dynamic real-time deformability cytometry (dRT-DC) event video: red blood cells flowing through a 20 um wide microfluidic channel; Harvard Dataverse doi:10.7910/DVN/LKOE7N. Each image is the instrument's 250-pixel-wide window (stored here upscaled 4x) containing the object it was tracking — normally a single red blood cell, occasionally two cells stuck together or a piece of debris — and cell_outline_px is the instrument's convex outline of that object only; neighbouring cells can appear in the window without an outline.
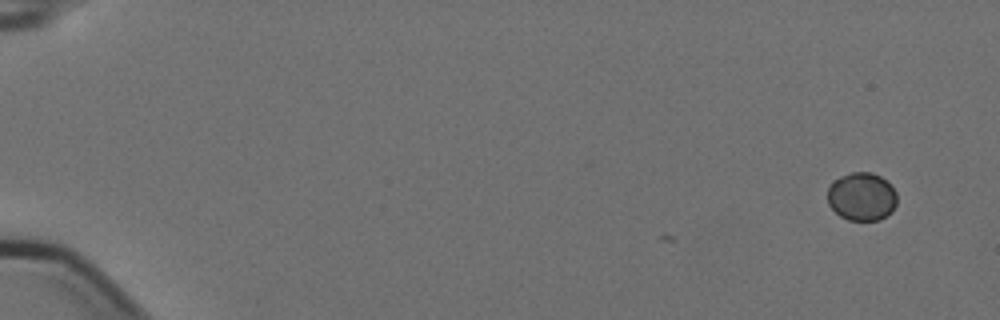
{"species": "Egyptian fruit bat (a non-hibernating species)", "species_latin": "Rousettus aegyptiacus", "temperature_condition": "cold", "stored_images_in_passage": 3, "camera_frame_rate_fps": 3000, "um_per_image_px": 0.085, "animal": {"sex": "female"}, "frame": {"image": 1, "passage_image": 3, "time_ms": 0.667, "image_size_px": [1000, 320], "cell_outline_px": [[896, 204], [892, 212], [880, 220], [848, 220], [840, 216], [828, 204], [828, 188], [832, 180], [840, 176], [852, 172], [872, 172], [888, 180], [892, 184], [896, 192]], "centroid_in_image_um": [73.26, 16.69], "position_along_channel_um": 11.7, "area_um2": 19.83}}